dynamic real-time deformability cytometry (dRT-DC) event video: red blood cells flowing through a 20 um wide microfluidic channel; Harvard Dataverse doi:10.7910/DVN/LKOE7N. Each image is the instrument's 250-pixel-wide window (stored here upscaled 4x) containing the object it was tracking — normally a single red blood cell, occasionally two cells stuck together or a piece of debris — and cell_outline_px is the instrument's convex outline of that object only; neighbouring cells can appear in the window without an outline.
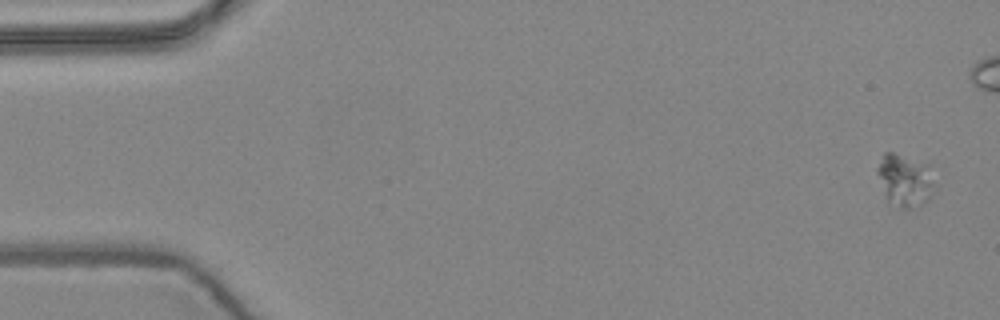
{"species": "common noctule bat (a hibernating species)", "species_latin": "Nyctalus noctula", "temperature_condition": "warm", "stored_images_in_passage": 5, "camera_frame_rate_fps": 3000, "um_per_image_px": 0.085, "animal": {"sex": "female", "body_mass_g": 24.6, "forearm_length_mm": 56.2}, "frame": {"image": 1, "passage_image": 1, "time_ms": 0.0, "image_size_px": [1000, 320], "cell_outline_px": [[936, 184], [932, 196], [928, 200], [912, 208], [900, 208], [888, 200], [876, 172], [876, 168], [884, 152], [892, 152], [928, 164]], "centroid_in_image_um": [76.95, 15.31], "position_along_channel_um": 8.1, "area_um2": 17.46}}